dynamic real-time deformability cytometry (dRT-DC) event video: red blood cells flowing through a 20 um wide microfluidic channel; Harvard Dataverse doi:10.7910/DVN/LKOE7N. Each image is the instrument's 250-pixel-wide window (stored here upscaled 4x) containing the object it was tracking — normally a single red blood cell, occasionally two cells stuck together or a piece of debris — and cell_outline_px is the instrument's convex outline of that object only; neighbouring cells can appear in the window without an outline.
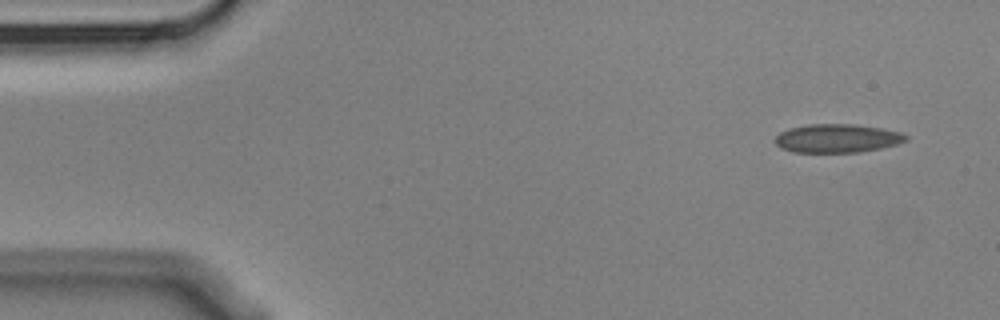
{"species": "Egyptian fruit bat (a non-hibernating species)", "species_latin": "Rousettus aegyptiacus", "temperature_condition": "cold", "stored_images_in_passage": 12, "camera_frame_rate_fps": 3000, "um_per_image_px": 0.085, "animal": {"sex": "male"}, "frame": {"image": 1, "passage_image": 1, "time_ms": 0.0, "image_size_px": [1000, 320], "cell_outline_px": [[908, 140], [896, 144], [880, 148], [860, 152], [792, 152], [780, 148], [772, 140], [780, 132], [792, 128], [808, 124], [856, 124], [880, 128], [900, 132], [908, 136]], "centroid_in_image_um": [71.14, 11.76], "position_along_channel_um": 13.9, "area_um2": 21.79}}
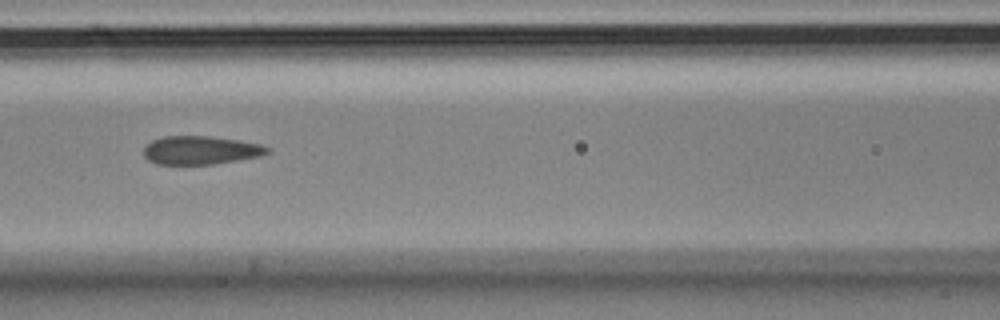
{"frame": {"image": 2, "passage_image": 6, "time_ms": 1.667, "image_size_px": [1000, 320], "cell_outline_px": [[272, 152], [260, 156], [212, 164], [156, 164], [148, 160], [144, 156], [144, 148], [152, 140], [164, 136], [208, 136], [236, 140], [260, 144], [272, 148]], "centroid_in_image_um": [17.07, 12.77], "position_along_channel_um": 149.5, "area_um2": 20.4}}
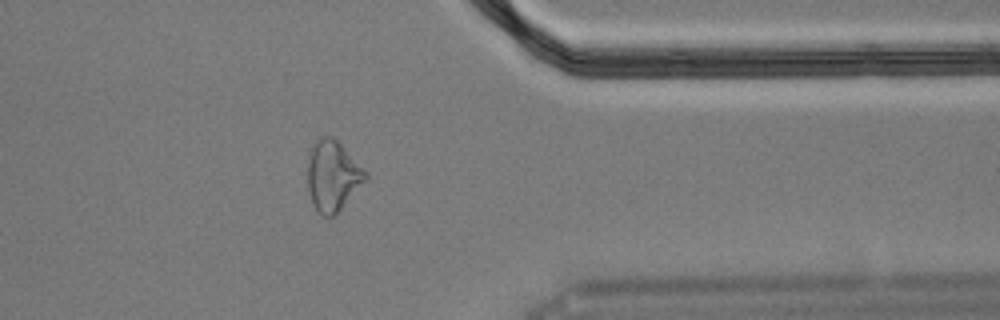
{"frame": {"image": 3, "passage_image": 12, "time_ms": 3.667, "image_size_px": [1000, 320], "cell_outline_px": [[368, 180], [332, 216], [324, 216], [312, 204], [308, 188], [308, 160], [312, 148], [316, 140], [320, 136], [332, 136], [368, 172]], "centroid_in_image_um": [28.3, 14.93], "position_along_channel_um": 383.1, "area_um2": 23.41}}